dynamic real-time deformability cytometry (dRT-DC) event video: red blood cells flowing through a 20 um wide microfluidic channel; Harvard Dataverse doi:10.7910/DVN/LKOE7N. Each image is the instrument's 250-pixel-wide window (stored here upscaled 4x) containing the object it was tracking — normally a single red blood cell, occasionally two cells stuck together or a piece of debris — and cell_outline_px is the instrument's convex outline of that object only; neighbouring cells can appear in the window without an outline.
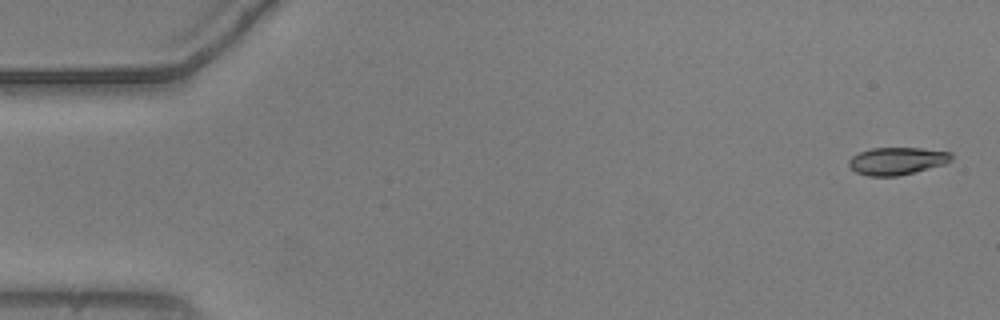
{"species": "common noctule bat (a hibernating species)", "species_latin": "Nyctalus noctula", "temperature_condition": "warm", "stored_images_in_passage": 47, "camera_frame_rate_fps": 3000, "um_per_image_px": 0.085, "animal": {"sex": "male", "body_mass_g": 20.5, "forearm_length_mm": 52.5}, "frame": {"image": 1, "passage_image": 1, "time_ms": 0.0, "image_size_px": [1000, 320], "cell_outline_px": [[952, 160], [944, 164], [896, 176], [868, 176], [856, 172], [848, 164], [848, 160], [852, 156], [860, 152], [872, 148], [920, 148], [952, 152]], "centroid_in_image_um": [76.23, 13.67], "position_along_channel_um": 8.8, "area_um2": 16.24}}
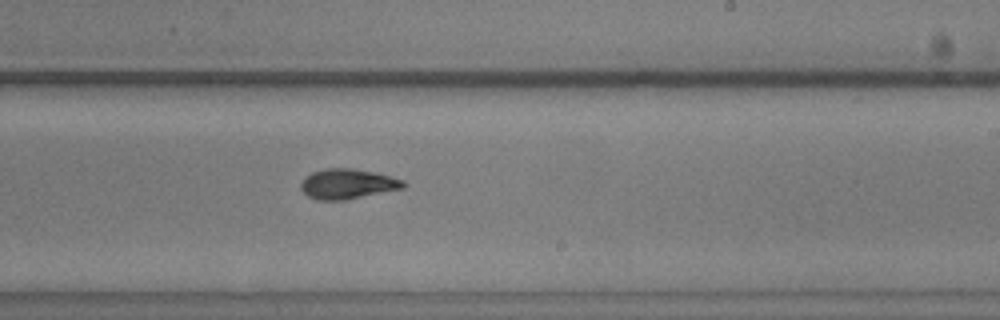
{"frame": {"image": 2, "passage_image": 32, "time_ms": 10.333, "image_size_px": [1000, 320], "cell_outline_px": [[408, 184], [404, 188], [344, 200], [316, 200], [308, 196], [300, 188], [300, 184], [304, 176], [312, 172], [324, 168], [352, 168], [376, 172], [404, 180]], "centroid_in_image_um": [29.54, 15.62], "position_along_channel_um": 259.5, "area_um2": 18.15}}
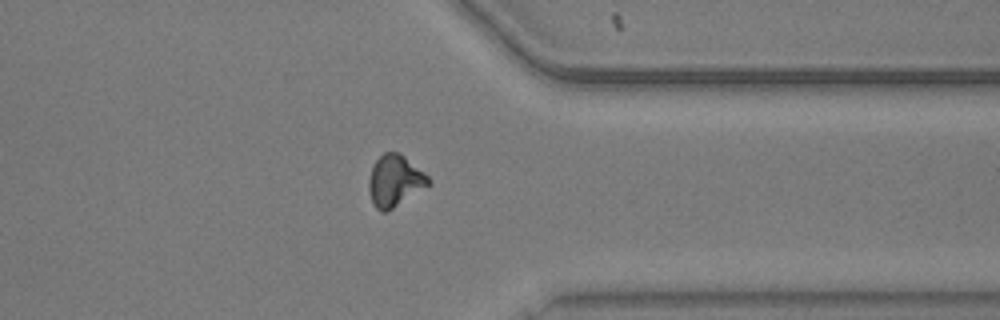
{"frame": {"image": 3, "passage_image": 42, "time_ms": 13.667, "image_size_px": [1000, 320], "cell_outline_px": [[432, 184], [388, 212], [380, 212], [372, 204], [368, 192], [368, 180], [372, 164], [384, 152], [400, 152], [424, 172], [432, 180]], "centroid_in_image_um": [33.56, 15.39], "position_along_channel_um": 377.8, "area_um2": 18.44}, "authors_computed_cell_mechanics": {"area_um2": 17.3978, "velocity_mm_per_s": 3.7366, "shape_relaxation_time_tau1_ms": 4.1732, "shape_relaxation_time_tau2_ms": 3.1117, "deformation_change_tau1": 0.1706, "deformation_change_tau2": 0.0914}}